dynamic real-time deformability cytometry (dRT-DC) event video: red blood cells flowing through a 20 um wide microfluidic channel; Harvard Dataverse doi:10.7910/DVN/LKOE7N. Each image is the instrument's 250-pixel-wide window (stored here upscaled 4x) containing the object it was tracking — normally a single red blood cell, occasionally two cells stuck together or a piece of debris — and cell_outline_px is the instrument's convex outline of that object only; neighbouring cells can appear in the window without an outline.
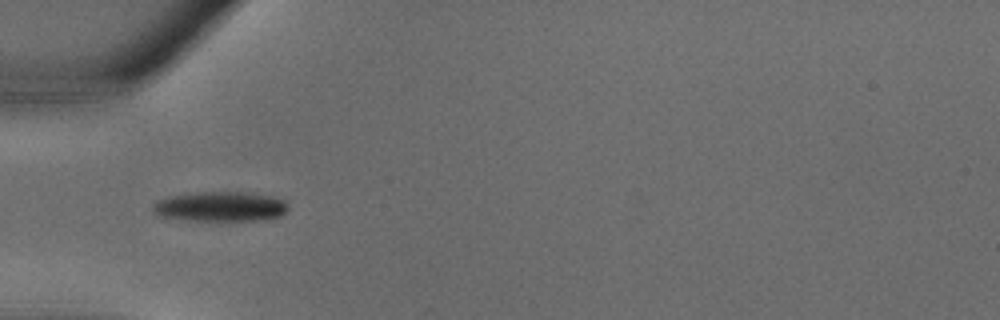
{"species": "common noctule bat (a hibernating species)", "species_latin": "Nyctalus noctula", "temperature_condition": "warm", "stored_images_in_passage": 24, "camera_frame_rate_fps": 3000, "um_per_image_px": 0.085, "animal": {"sex": "male", "body_mass_g": 18.8}, "frame": {"image": 1, "passage_image": 1, "time_ms": 0.0, "image_size_px": [1000, 320], "cell_outline_px": [[288, 208], [280, 216], [260, 220], [188, 220], [160, 216], [152, 212], [152, 204], [156, 200], [168, 196], [196, 192], [244, 192], [272, 196], [284, 200]], "centroid_in_image_um": [18.68, 17.55], "position_along_channel_um": 66.3, "area_um2": 23.52}}
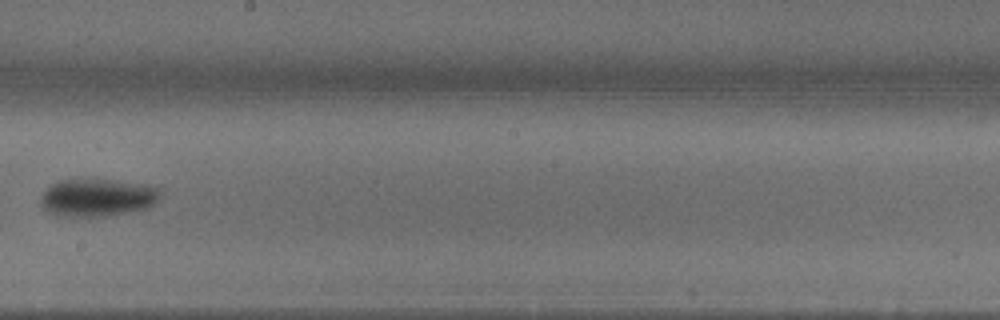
{"frame": {"image": 2, "passage_image": 10, "time_ms": 3.0, "image_size_px": [1000, 320], "cell_outline_px": [[160, 196], [148, 208], [128, 212], [104, 216], [56, 216], [48, 212], [40, 204], [40, 196], [52, 184], [60, 180], [112, 180], [144, 184], [156, 188], [160, 192]], "centroid_in_image_um": [8.23, 16.8], "position_along_channel_um": 240.0, "area_um2": 25.95}}
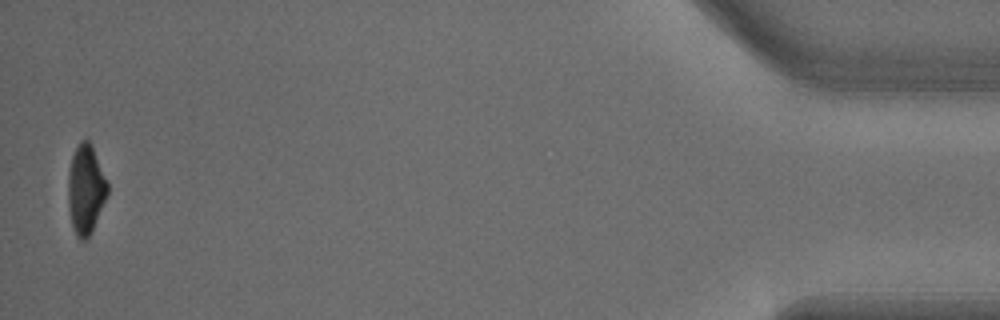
{"frame": {"image": 3, "passage_image": 24, "time_ms": 7.667, "image_size_px": [1000, 320], "cell_outline_px": [[108, 196], [92, 232], [84, 240], [80, 240], [76, 236], [72, 228], [68, 208], [68, 176], [72, 156], [80, 140], [88, 140], [92, 144], [108, 184]], "centroid_in_image_um": [7.29, 16.13], "position_along_channel_um": 427.9, "area_um2": 20.69}}